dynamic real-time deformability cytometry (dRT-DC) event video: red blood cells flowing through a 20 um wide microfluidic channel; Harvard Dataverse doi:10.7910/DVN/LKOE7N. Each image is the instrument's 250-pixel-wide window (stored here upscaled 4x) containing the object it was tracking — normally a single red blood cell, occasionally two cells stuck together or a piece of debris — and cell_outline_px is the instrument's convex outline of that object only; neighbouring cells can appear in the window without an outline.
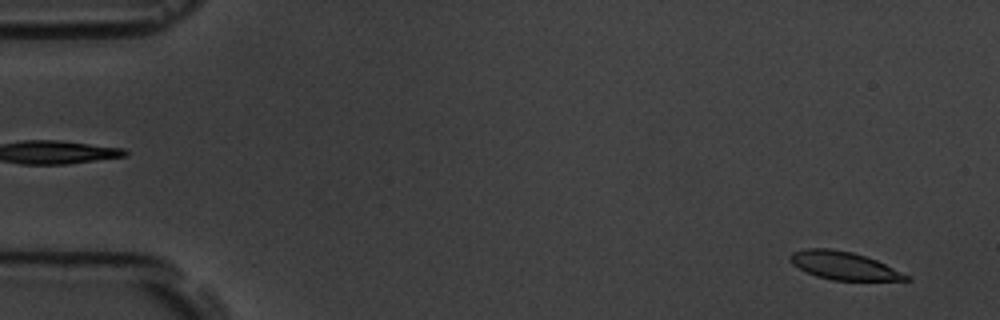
{"species": "common noctule bat (a hibernating species)", "species_latin": "Nyctalus noctula", "temperature_condition": "room temperature", "stored_images_in_passage": 6, "segment_of_instrument_passage": [2, 2], "camera_frame_rate_fps": 3000, "um_per_image_px": 0.085, "animal": {"sex": "male", "body_mass_g": 19.5, "forearm_length_mm": 54.6}, "frame": {"image": 1, "passage_image": 6, "time_ms": 5.667, "image_size_px": [1000, 320], "cell_outline_px": [[912, 280], [832, 280], [816, 276], [792, 264], [788, 256], [792, 252], [804, 248], [828, 248], [852, 252], [876, 260], [908, 276]], "centroid_in_image_um": [71.65, 22.57], "position_along_channel_um": 13.4, "area_um2": 18.55}}